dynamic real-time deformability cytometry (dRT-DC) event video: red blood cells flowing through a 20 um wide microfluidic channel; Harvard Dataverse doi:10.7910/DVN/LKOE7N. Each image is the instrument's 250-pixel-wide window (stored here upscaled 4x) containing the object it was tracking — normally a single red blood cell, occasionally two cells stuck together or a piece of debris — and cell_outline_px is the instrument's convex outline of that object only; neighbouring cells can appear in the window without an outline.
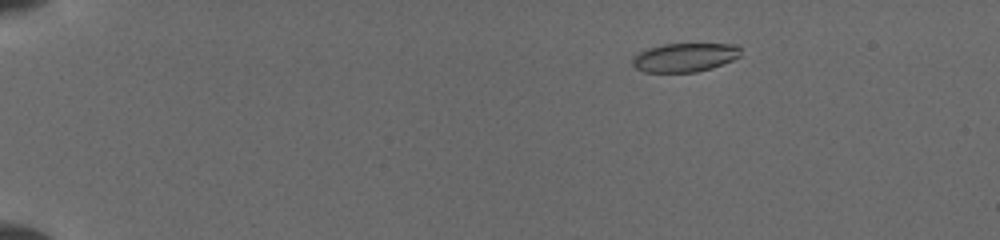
{"species": "common noctule bat (a hibernating species)", "species_latin": "Nyctalus noctula", "temperature_condition": "cold", "stored_images_in_passage": 47, "camera_frame_rate_fps": 3000, "um_per_image_px": 0.085, "animal": {"sex": "female", "body_mass_g": 19.5, "forearm_length_mm": 54.1}, "frame": {"image": 1, "passage_image": 8, "time_ms": 3.333, "image_size_px": [1000, 240], "cell_outline_px": [[740, 56], [732, 60], [712, 68], [696, 72], [644, 72], [636, 68], [632, 64], [632, 60], [640, 52], [648, 48], [664, 44], [736, 44], [740, 48]], "centroid_in_image_um": [58.21, 4.88], "position_along_channel_um": 26.8, "area_um2": 18.03}}
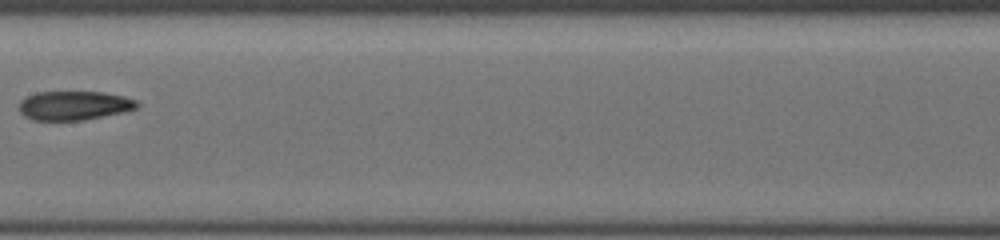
{"frame": {"image": 2, "passage_image": 25, "time_ms": 10.333, "image_size_px": [1000, 240], "cell_outline_px": [[140, 104], [136, 108], [124, 112], [80, 120], [32, 120], [24, 116], [20, 112], [20, 100], [36, 92], [104, 92], [124, 96], [136, 100]], "centroid_in_image_um": [6.3, 8.96], "position_along_channel_um": 201.1, "area_um2": 19.88}}
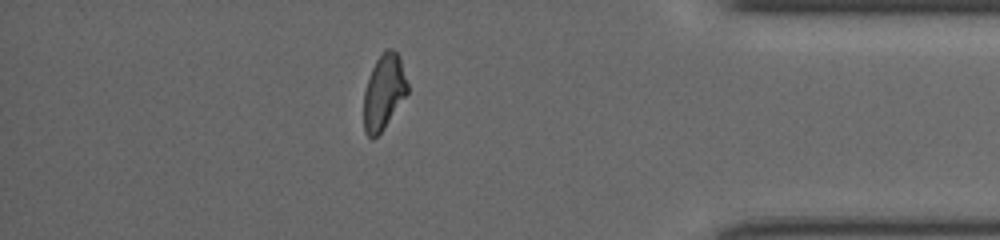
{"frame": {"image": 3, "passage_image": 41, "time_ms": 16.0, "image_size_px": [1000, 240], "cell_outline_px": [[408, 92], [384, 128], [372, 140], [364, 132], [364, 92], [372, 68], [376, 60], [384, 48], [392, 48], [400, 56], [408, 84]], "centroid_in_image_um": [32.63, 7.79], "position_along_channel_um": 402.6, "area_um2": 19.13}}